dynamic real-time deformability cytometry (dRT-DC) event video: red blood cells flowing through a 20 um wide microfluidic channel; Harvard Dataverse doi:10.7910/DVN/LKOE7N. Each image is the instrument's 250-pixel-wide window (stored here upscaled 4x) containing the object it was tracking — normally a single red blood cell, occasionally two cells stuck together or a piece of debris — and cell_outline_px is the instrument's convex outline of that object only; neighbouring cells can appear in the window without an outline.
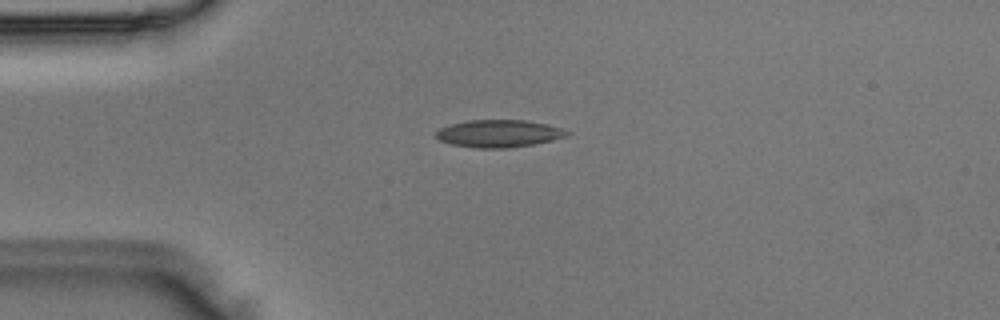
{"species": "Egyptian fruit bat (a non-hibernating species)", "species_latin": "Rousettus aegyptiacus", "temperature_condition": "room temperature", "stored_images_in_passage": 6, "camera_frame_rate_fps": 3000, "um_per_image_px": 0.085, "animal": {"sex": "male"}, "frame": {"image": 1, "passage_image": 2, "time_ms": 0.333, "image_size_px": [1000, 320], "cell_outline_px": [[572, 132], [568, 136], [552, 140], [532, 144], [508, 148], [476, 148], [452, 144], [440, 140], [436, 136], [436, 132], [440, 128], [448, 124], [468, 120], [524, 120], [548, 124]], "centroid_in_image_um": [42.41, 11.34], "position_along_channel_um": 42.6, "area_um2": 20.92}}
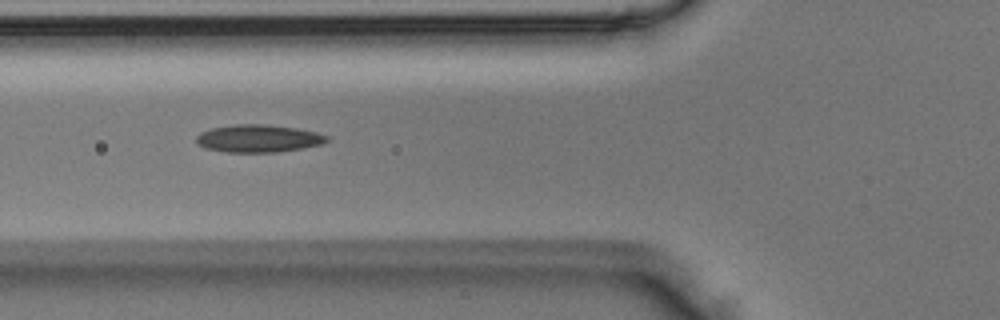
{"frame": {"image": 2, "passage_image": 4, "time_ms": 1.0, "image_size_px": [1000, 320], "cell_outline_px": [[332, 140], [324, 144], [280, 152], [224, 152], [204, 148], [196, 140], [196, 136], [200, 132], [212, 128], [236, 124], [264, 124], [296, 128], [316, 132], [332, 136]], "centroid_in_image_um": [22.03, 11.77], "position_along_channel_um": 103.8, "area_um2": 21.27}}
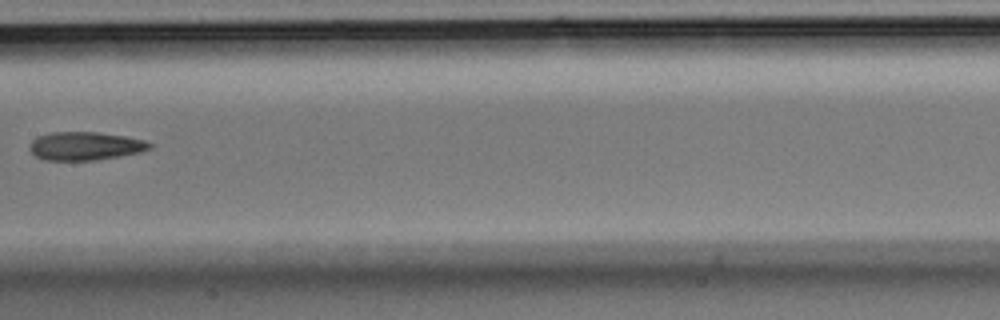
{"frame": {"image": 3, "passage_image": 6, "time_ms": 1.667, "image_size_px": [1000, 320], "cell_outline_px": [[152, 148], [140, 152], [120, 156], [96, 160], [44, 160], [36, 156], [28, 148], [32, 140], [36, 136], [52, 132], [96, 132], [124, 136], [144, 140], [152, 144]], "centroid_in_image_um": [7.22, 12.41], "position_along_channel_um": 200.2, "area_um2": 19.83}}